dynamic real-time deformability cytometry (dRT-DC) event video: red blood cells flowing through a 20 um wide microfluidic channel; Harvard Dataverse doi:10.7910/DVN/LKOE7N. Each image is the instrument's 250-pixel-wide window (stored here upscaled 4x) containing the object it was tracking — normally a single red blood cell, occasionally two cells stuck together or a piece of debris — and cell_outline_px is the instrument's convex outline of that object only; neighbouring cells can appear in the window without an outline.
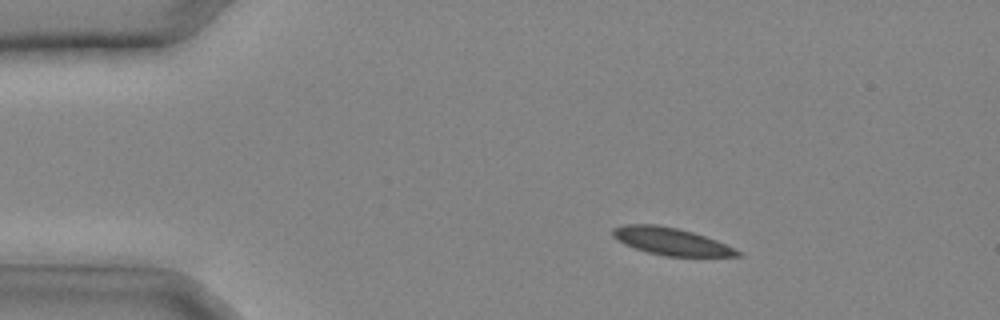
{"species": "common noctule bat (a hibernating species)", "species_latin": "Nyctalus noctula", "temperature_condition": "cold", "stored_images_in_passage": 31, "camera_frame_rate_fps": 3000, "um_per_image_px": 0.085, "animal": {"sex": "male", "body_mass_g": 20.4}, "frame": {"image": 1, "passage_image": 5, "time_ms": 1.333, "image_size_px": [1000, 320], "cell_outline_px": [[744, 256], [664, 256], [648, 252], [624, 244], [616, 240], [612, 236], [612, 228], [624, 224], [656, 224], [676, 228], [692, 232], [716, 240], [740, 252]], "centroid_in_image_um": [56.97, 20.51], "position_along_channel_um": 28.0, "area_um2": 19.65}}
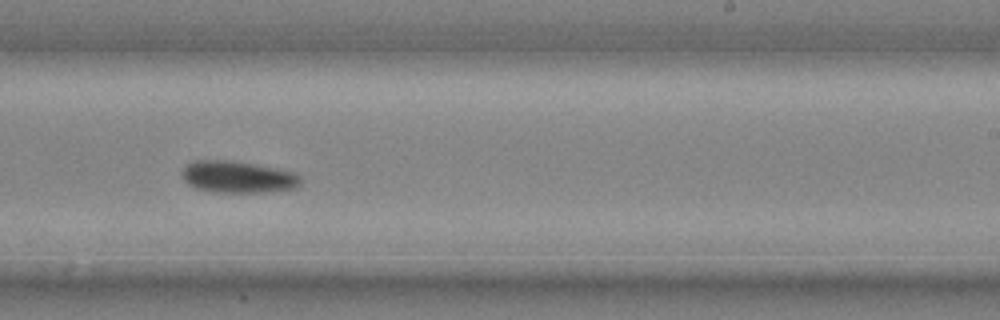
{"frame": {"image": 2, "passage_image": 20, "time_ms": 6.333, "image_size_px": [1000, 320], "cell_outline_px": [[300, 184], [296, 188], [264, 192], [212, 192], [196, 188], [188, 184], [184, 180], [180, 172], [192, 160], [232, 160], [256, 164], [296, 172], [300, 176]], "centroid_in_image_um": [20.21, 15.03], "position_along_channel_um": 268.8, "area_um2": 22.2}}
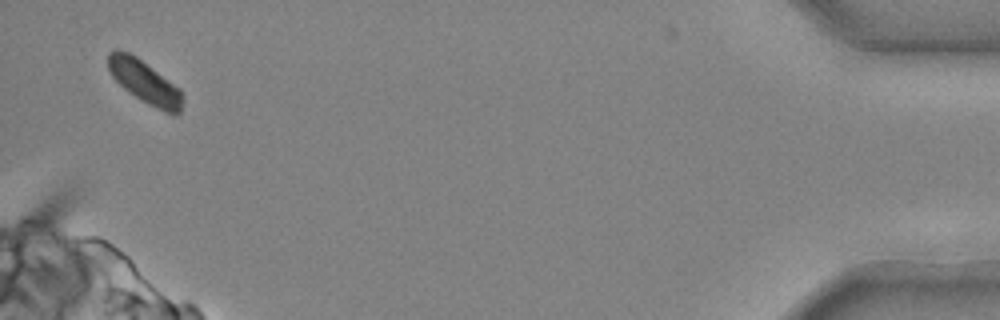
{"frame": {"image": 3, "passage_image": 31, "time_ms": 10.0, "image_size_px": [1000, 320], "cell_outline_px": [[184, 100], [180, 112], [176, 116], [164, 112], [140, 100], [128, 92], [112, 76], [108, 68], [108, 52], [116, 48], [120, 48], [136, 56], [180, 88], [184, 96]], "centroid_in_image_um": [12.32, 6.97], "position_along_channel_um": 422.9, "area_um2": 18.9}}